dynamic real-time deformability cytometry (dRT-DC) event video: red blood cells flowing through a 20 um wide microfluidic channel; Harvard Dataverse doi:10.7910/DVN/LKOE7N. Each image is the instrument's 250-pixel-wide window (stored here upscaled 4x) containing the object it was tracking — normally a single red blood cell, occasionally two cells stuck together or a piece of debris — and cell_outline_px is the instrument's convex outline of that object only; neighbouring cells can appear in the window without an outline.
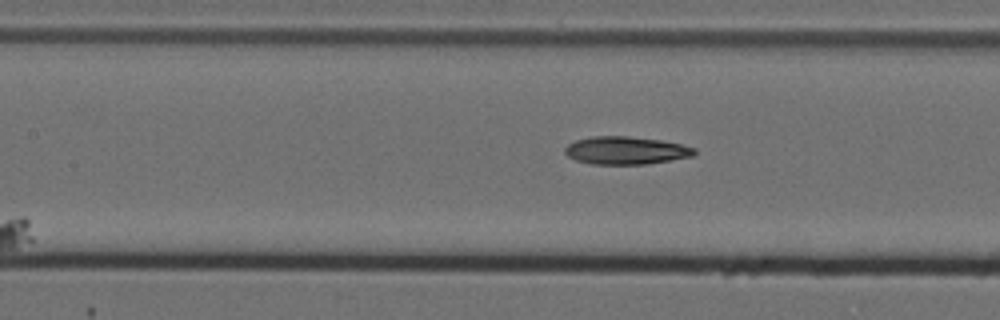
{"species": "Egyptian fruit bat (a non-hibernating species)", "species_latin": "Rousettus aegyptiacus", "temperature_condition": "cold", "stored_images_in_passage": 8, "segment_of_instrument_passage": [2, 2], "camera_frame_rate_fps": 3000, "um_per_image_px": 0.085, "animal": {"sex": "female"}, "frame": {"image": 1, "passage_image": 8, "time_ms": 2.333, "image_size_px": [1000, 320], "cell_outline_px": [[696, 152], [692, 156], [672, 160], [648, 164], [592, 164], [576, 160], [568, 156], [564, 152], [564, 148], [568, 144], [576, 140], [592, 136], [628, 136], [660, 140], [680, 144], [696, 148]], "centroid_in_image_um": [53.19, 12.79], "position_along_channel_um": 154.2, "area_um2": 20.98}}